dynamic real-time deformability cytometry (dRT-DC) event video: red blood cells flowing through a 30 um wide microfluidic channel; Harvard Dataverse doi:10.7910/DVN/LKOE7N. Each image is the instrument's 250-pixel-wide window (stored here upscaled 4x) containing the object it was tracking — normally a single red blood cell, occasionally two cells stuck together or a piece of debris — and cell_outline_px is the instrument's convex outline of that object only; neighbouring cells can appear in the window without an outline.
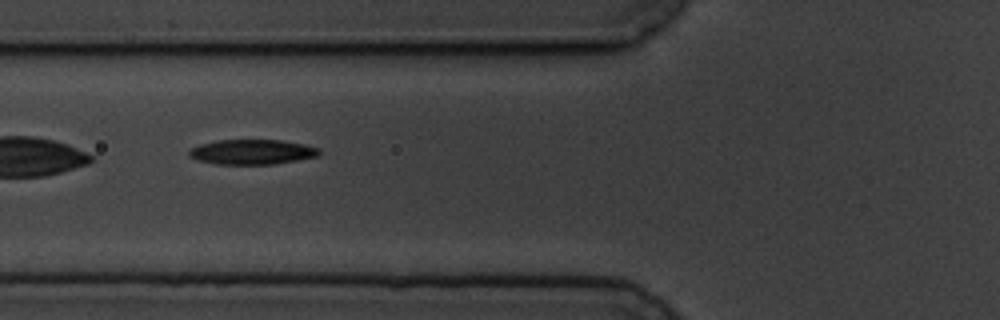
{"species": "common noctule bat (a hibernating species)", "species_latin": "Nyctalus noctula", "temperature_condition": "cold", "stored_images_in_passage": 6, "camera_frame_rate_fps": 3000, "um_per_image_px": 0.085, "animal": {"sex": "male", "body_mass_g": 19.5, "forearm_length_mm": 54.6}, "frame": {"image": 1, "passage_image": 5, "time_ms": 6.333, "image_size_px": [1000, 320], "cell_outline_px": [[320, 152], [316, 156], [276, 164], [216, 164], [196, 160], [188, 156], [188, 152], [192, 148], [200, 144], [216, 140], [280, 140], [304, 144], [320, 148]], "centroid_in_image_um": [21.39, 12.91], "position_along_channel_um": 104.4, "area_um2": 18.9}}